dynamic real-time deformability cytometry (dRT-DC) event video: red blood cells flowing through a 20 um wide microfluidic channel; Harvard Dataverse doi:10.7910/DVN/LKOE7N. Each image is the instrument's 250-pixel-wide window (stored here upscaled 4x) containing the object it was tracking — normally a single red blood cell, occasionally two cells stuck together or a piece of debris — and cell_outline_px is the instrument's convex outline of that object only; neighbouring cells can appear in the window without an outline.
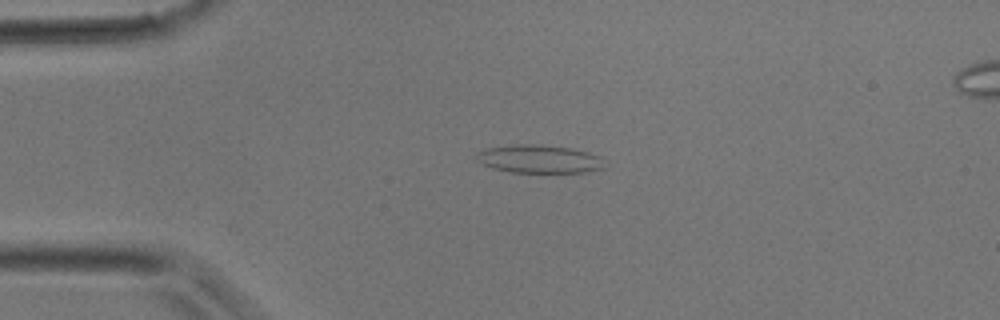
{"species": "common noctule bat (a hibernating species)", "species_latin": "Nyctalus noctula", "temperature_condition": "room temperature", "stored_images_in_passage": 19, "camera_frame_rate_fps": 3000, "um_per_image_px": 0.085, "animal": {"sex": "male", "body_mass_g": 17.9}, "frame": {"image": 1, "passage_image": 8, "time_ms": 2.333, "image_size_px": [1000, 320], "cell_outline_px": [[604, 168], [584, 172], [508, 172], [492, 168], [476, 160], [476, 152], [488, 148], [516, 144], [536, 144], [572, 148], [588, 152], [600, 156]], "centroid_in_image_um": [45.8, 13.51], "position_along_channel_um": 39.2, "area_um2": 20.92}}
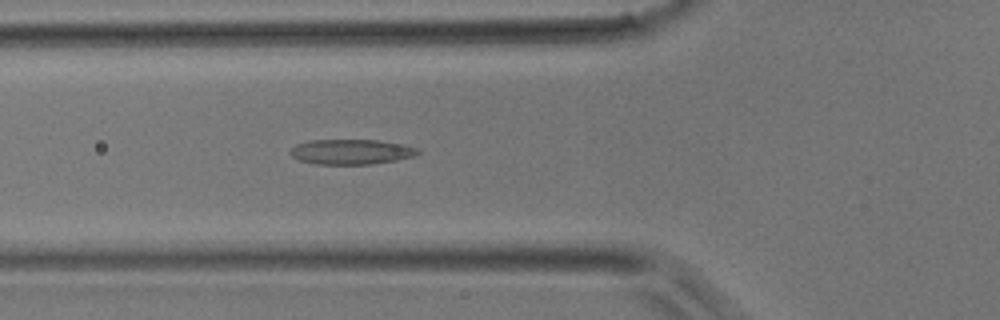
{"frame": {"image": 2, "passage_image": 13, "time_ms": 4.0, "image_size_px": [1000, 320], "cell_outline_px": [[420, 152], [412, 156], [396, 160], [368, 164], [316, 164], [300, 160], [292, 156], [288, 152], [296, 144], [308, 140], [376, 140], [404, 144], [416, 148]], "centroid_in_image_um": [29.81, 12.89], "position_along_channel_um": 96.0, "area_um2": 18.5}}
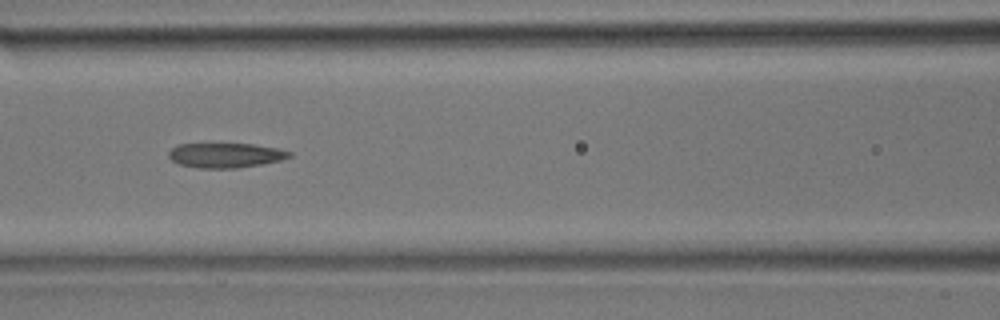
{"frame": {"image": 3, "passage_image": 16, "time_ms": 5.0, "image_size_px": [1000, 320], "cell_outline_px": [[292, 156], [280, 160], [260, 164], [236, 168], [196, 168], [180, 164], [172, 160], [168, 156], [168, 152], [176, 144], [252, 144], [280, 148], [292, 152]], "centroid_in_image_um": [19.17, 13.19], "position_along_channel_um": 147.4, "area_um2": 17.4}}